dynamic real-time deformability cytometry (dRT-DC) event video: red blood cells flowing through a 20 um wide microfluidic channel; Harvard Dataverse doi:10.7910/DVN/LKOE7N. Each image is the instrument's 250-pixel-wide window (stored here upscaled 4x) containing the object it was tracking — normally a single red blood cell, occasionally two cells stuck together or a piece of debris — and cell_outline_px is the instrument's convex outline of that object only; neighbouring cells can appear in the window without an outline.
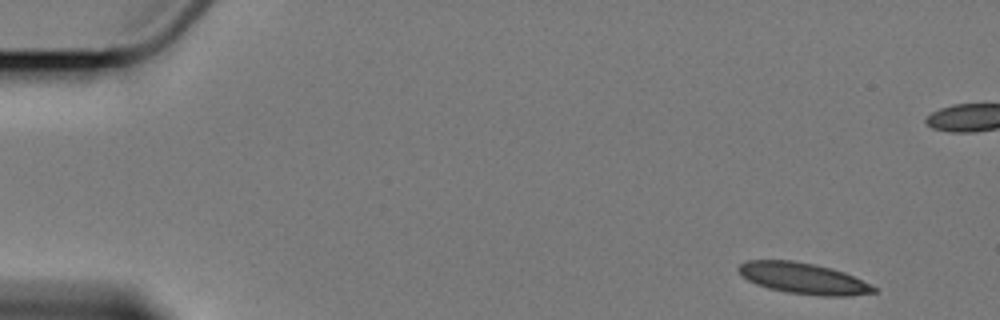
{"species": "Egyptian fruit bat (a non-hibernating species)", "species_latin": "Rousettus aegyptiacus", "temperature_condition": "cold", "stored_images_in_passage": 5, "camera_frame_rate_fps": 3000, "um_per_image_px": 0.085, "animal": {"sex": "female"}, "frame": {"image": 1, "passage_image": 1, "time_ms": 0.0, "image_size_px": [1000, 320], "cell_outline_px": [[876, 292], [848, 296], [820, 296], [788, 292], [768, 288], [756, 284], [748, 280], [740, 272], [740, 264], [748, 260], [792, 260], [832, 268], [844, 272], [876, 288]], "centroid_in_image_um": [68.28, 23.66], "position_along_channel_um": 16.7, "area_um2": 24.04}}